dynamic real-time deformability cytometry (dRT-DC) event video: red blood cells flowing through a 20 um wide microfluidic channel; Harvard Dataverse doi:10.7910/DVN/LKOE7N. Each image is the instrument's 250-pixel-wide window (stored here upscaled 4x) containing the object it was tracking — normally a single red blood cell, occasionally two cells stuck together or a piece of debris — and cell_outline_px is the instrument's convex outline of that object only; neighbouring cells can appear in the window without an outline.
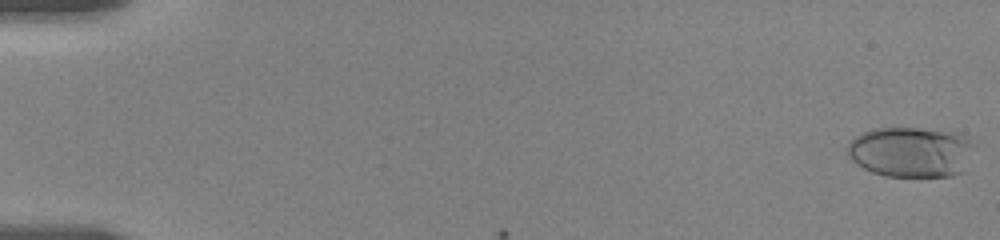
{"species": "human", "species_latin": "Homo sapiens", "temperature_condition": "room temperature", "stored_images_in_passage": 50, "camera_frame_rate_fps": 3000, "um_per_image_px": 0.085, "donor": {"sex": "female"}, "frame": {"image": 1, "passage_image": 1, "time_ms": 0.0, "image_size_px": [1000, 240], "cell_outline_px": [[972, 144], [964, 172], [952, 176], [884, 176], [872, 172], [864, 168], [852, 160], [848, 156], [848, 144], [856, 136], [872, 128], [916, 128], [960, 132]], "centroid_in_image_um": [77.41, 12.91], "position_along_channel_um": 7.6, "area_um2": 37.05}}
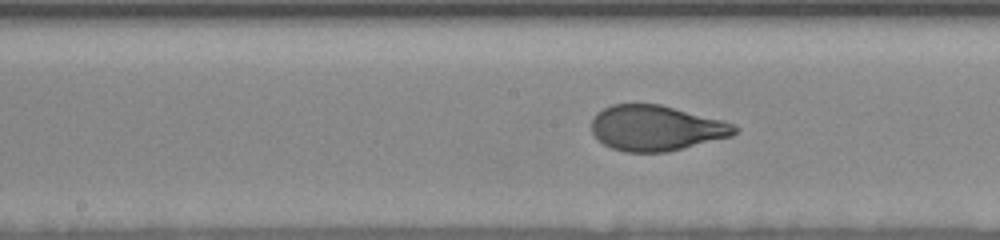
{"frame": {"image": 2, "passage_image": 28, "time_ms": 9.667, "image_size_px": [1000, 240], "cell_outline_px": [[740, 128], [732, 136], [668, 152], [624, 152], [612, 148], [596, 140], [592, 132], [592, 116], [596, 112], [612, 104], [660, 104], [736, 124]], "centroid_in_image_um": [55.75, 10.89], "position_along_channel_um": 192.5, "area_um2": 38.03}}
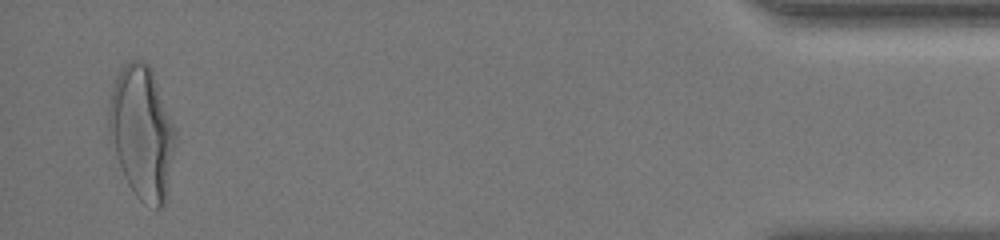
{"frame": {"image": 3, "passage_image": 49, "time_ms": 18.0, "image_size_px": [1000, 240], "cell_outline_px": [[176, 144], [168, 192], [164, 204], [160, 208], [156, 208], [144, 204], [132, 192], [124, 176], [108, 136], [108, 108], [112, 88], [116, 76], [124, 64], [132, 60], [144, 60], [152, 68], [176, 128]], "centroid_in_image_um": [12.08, 11.26], "position_along_channel_um": 423.1, "area_um2": 52.37}, "authors_computed_cell_mechanics": {"area_um2": 38.437, "velocity_mm_per_s": 3.6179, "shape_relaxation_time_tau1_ms": 4.0075, "shape_relaxation_time_tau2_ms": null, "deformation_change_tau1": 0.2016, "deformation_change_tau2": null}}